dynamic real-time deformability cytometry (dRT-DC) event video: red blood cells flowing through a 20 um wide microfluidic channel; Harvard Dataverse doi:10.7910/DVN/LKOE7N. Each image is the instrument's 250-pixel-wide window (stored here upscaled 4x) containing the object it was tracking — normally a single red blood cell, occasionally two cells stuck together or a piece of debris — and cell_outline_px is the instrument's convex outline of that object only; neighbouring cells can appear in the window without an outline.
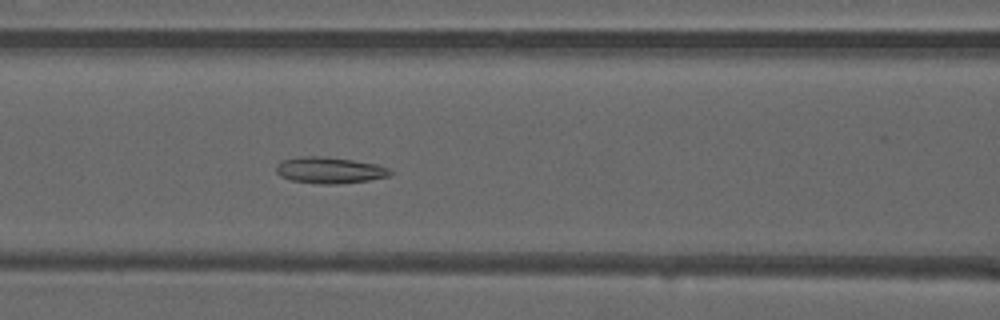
{"species": "common noctule bat (a hibernating species)", "species_latin": "Nyctalus noctula", "temperature_condition": "warm", "stored_images_in_passage": 49, "camera_frame_rate_fps": 3000, "um_per_image_px": 0.085, "animal": {"sex": "male", "forearm_length_mm": 52.5}, "frame": {"image": 1, "passage_image": 21, "time_ms": 6.667, "image_size_px": [1000, 320], "cell_outline_px": [[392, 172], [388, 176], [368, 180], [336, 184], [320, 184], [292, 180], [280, 176], [276, 172], [276, 164], [280, 160], [300, 156], [320, 156], [352, 160], [376, 164], [388, 168]], "centroid_in_image_um": [27.96, 14.46], "position_along_channel_um": 138.6, "area_um2": 17.4}}
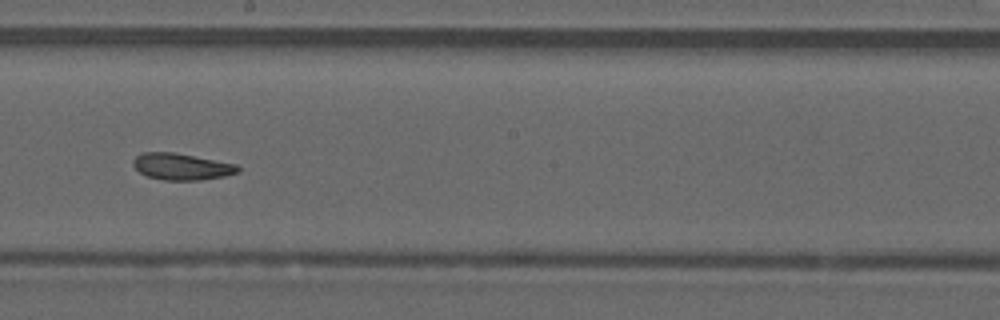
{"frame": {"image": 2, "passage_image": 28, "time_ms": 9.0, "image_size_px": [1000, 320], "cell_outline_px": [[240, 172], [224, 176], [200, 180], [164, 180], [148, 176], [140, 172], [132, 164], [132, 160], [136, 156], [144, 152], [172, 152], [236, 164], [240, 168]], "centroid_in_image_um": [15.43, 14.16], "position_along_channel_um": 232.8, "area_um2": 16.07}}
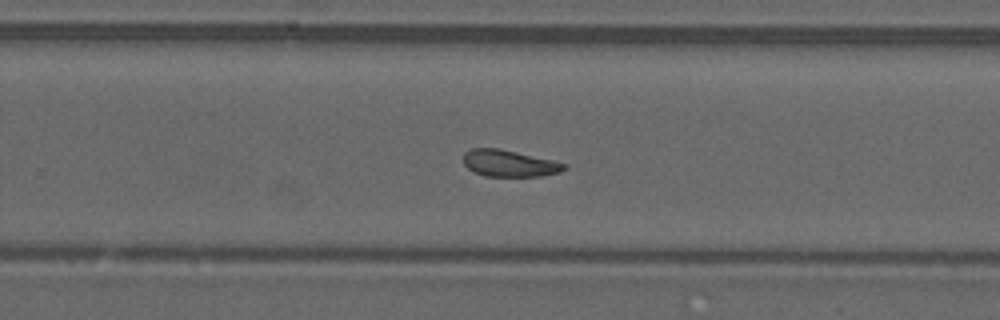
{"frame": {"image": 3, "passage_image": 32, "time_ms": 10.333, "image_size_px": [1000, 320], "cell_outline_px": [[568, 168], [560, 172], [540, 176], [484, 176], [468, 168], [464, 164], [464, 152], [472, 148], [500, 148], [552, 160], [568, 164]], "centroid_in_image_um": [43.31, 13.88], "position_along_channel_um": 286.5, "area_um2": 15.66}, "authors_computed_cell_mechanics": {"area_um2": 17.2822, "velocity_mm_per_s": 4.053, "shape_relaxation_time_tau1_ms": null, "shape_relaxation_time_tau2_ms": 2.7875, "deformation_change_tau1": null, "deformation_change_tau2": 0.0921}}